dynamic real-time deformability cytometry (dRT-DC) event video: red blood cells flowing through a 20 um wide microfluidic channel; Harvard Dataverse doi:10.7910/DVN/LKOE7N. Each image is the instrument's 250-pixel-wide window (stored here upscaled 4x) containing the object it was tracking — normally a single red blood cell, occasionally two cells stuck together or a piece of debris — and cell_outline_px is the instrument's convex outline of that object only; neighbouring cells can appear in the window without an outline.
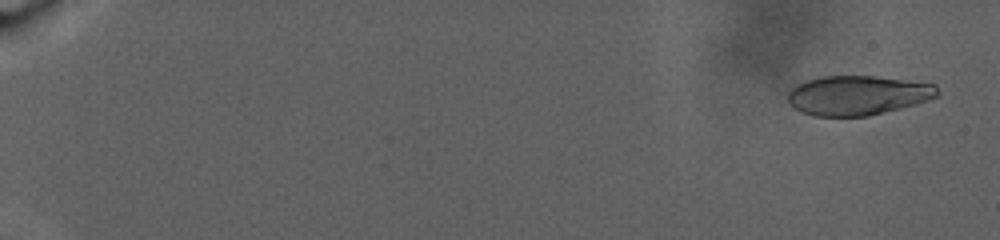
{"species": "human", "species_latin": "Homo sapiens", "temperature_condition": "warm", "stored_images_in_passage": 93, "camera_frame_rate_fps": 3000, "um_per_image_px": 0.085, "donor": {"sex": "male"}, "frame": {"image": 1, "passage_image": 5, "time_ms": 1.333, "image_size_px": [1000, 240], "cell_outline_px": [[940, 92], [936, 96], [928, 100], [916, 104], [868, 116], [816, 116], [792, 108], [788, 104], [788, 92], [796, 84], [820, 76], [876, 76], [936, 84]], "centroid_in_image_um": [72.89, 8.1], "position_along_channel_um": 12.1, "area_um2": 34.51}}
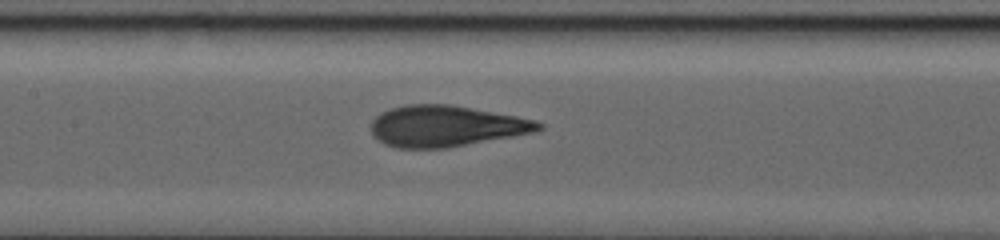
{"frame": {"image": 2, "passage_image": 51, "time_ms": 16.667, "image_size_px": [1000, 240], "cell_outline_px": [[544, 128], [536, 132], [448, 148], [396, 148], [384, 144], [376, 140], [372, 132], [372, 120], [380, 112], [392, 108], [408, 104], [448, 104], [516, 116], [536, 120], [544, 124]], "centroid_in_image_um": [37.91, 10.73], "position_along_channel_um": 169.5, "area_um2": 40.23}}
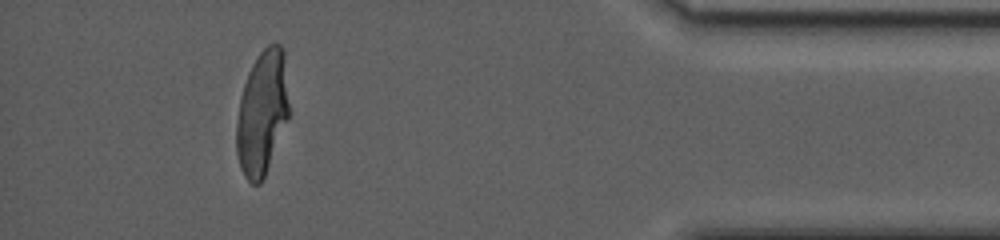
{"frame": {"image": 3, "passage_image": 86, "time_ms": 28.333, "image_size_px": [1000, 240], "cell_outline_px": [[288, 116], [264, 176], [260, 184], [252, 184], [244, 176], [240, 168], [236, 152], [236, 124], [240, 96], [248, 72], [252, 64], [260, 52], [268, 44], [280, 44], [284, 48], [288, 104]], "centroid_in_image_um": [22.25, 9.57], "position_along_channel_um": 412.9, "area_um2": 37.69}, "authors_computed_cell_mechanics": {"area_um2": 38.3214, "velocity_mm_per_s": 2.4201, "shape_relaxation_time_tau1_ms": 9.5081, "shape_relaxation_time_tau2_ms": null, "deformation_change_tau1": 0.2825, "deformation_change_tau2": null}}